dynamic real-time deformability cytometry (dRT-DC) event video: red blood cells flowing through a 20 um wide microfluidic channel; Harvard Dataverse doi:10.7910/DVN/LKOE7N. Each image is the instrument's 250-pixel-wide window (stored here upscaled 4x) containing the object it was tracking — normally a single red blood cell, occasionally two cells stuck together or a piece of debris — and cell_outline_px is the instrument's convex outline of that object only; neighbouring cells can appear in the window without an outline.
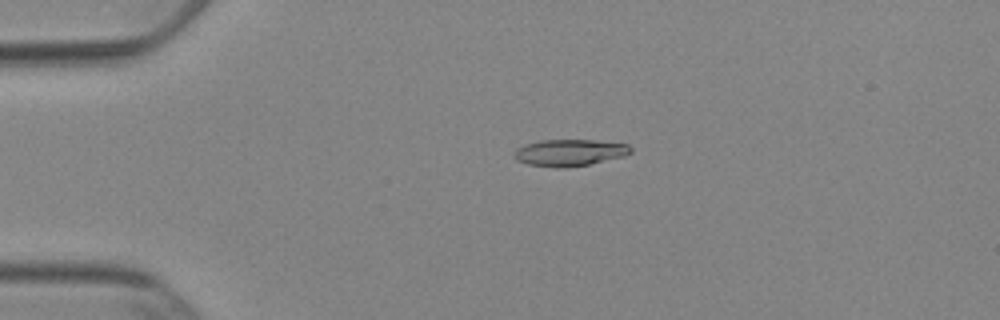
{"species": "Egyptian fruit bat (a non-hibernating species)", "species_latin": "Rousettus aegyptiacus", "temperature_condition": "cold", "stored_images_in_passage": 45, "camera_frame_rate_fps": 3000, "um_per_image_px": 0.085, "animal": {"sex": "female"}, "frame": {"image": 1, "passage_image": 5, "time_ms": 1.333, "image_size_px": [1000, 320], "cell_outline_px": [[632, 152], [624, 156], [588, 164], [564, 168], [556, 168], [528, 164], [516, 160], [512, 156], [512, 152], [516, 148], [524, 144], [540, 140], [596, 140], [628, 144], [632, 148]], "centroid_in_image_um": [48.37, 12.97], "position_along_channel_um": 36.6, "area_um2": 18.32}}
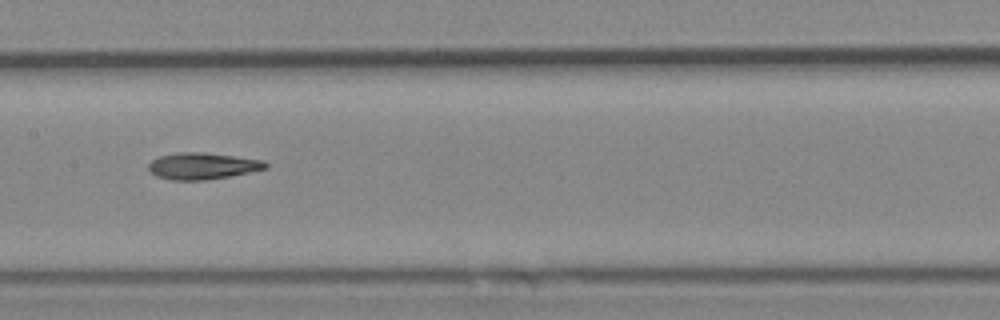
{"frame": {"image": 2, "passage_image": 20, "time_ms": 6.333, "image_size_px": [1000, 320], "cell_outline_px": [[268, 168], [228, 176], [204, 180], [172, 180], [156, 176], [148, 168], [148, 164], [152, 160], [160, 156], [176, 152], [200, 152], [264, 160], [268, 164]], "centroid_in_image_um": [17.19, 14.1], "position_along_channel_um": 190.2, "area_um2": 17.92}}
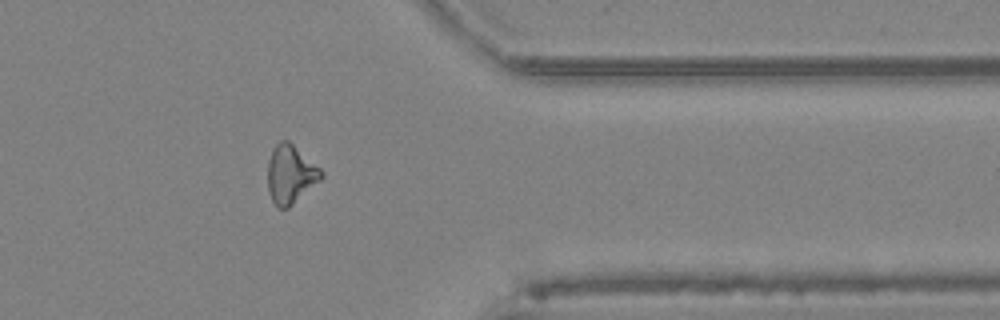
{"frame": {"image": 3, "passage_image": 36, "time_ms": 11.667, "image_size_px": [1000, 320], "cell_outline_px": [[324, 176], [320, 180], [288, 208], [280, 208], [272, 200], [268, 192], [268, 160], [272, 148], [280, 140], [288, 140], [320, 168], [324, 172]], "centroid_in_image_um": [24.68, 14.8], "position_along_channel_um": 386.7, "area_um2": 18.09}, "authors_computed_cell_mechanics": {"area_um2": 17.9758, "velocity_mm_per_s": 3.8956, "shape_relaxation_time_tau1_ms": 4.5678, "shape_relaxation_time_tau2_ms": 5.0509, "deformation_change_tau1": 0.1304, "deformation_change_tau2": 0.1488}}